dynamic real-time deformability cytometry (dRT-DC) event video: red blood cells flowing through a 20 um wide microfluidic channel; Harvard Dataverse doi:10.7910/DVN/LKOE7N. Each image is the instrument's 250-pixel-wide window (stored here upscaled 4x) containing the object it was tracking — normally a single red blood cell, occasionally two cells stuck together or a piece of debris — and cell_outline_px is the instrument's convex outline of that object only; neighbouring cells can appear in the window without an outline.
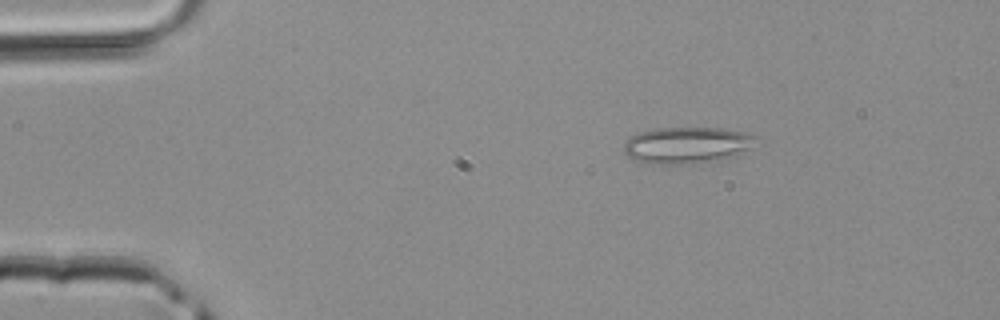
{"species": "common noctule bat (a hibernating species)", "species_latin": "Nyctalus noctula", "temperature_condition": "room temperature", "stored_images_in_passage": 3, "camera_frame_rate_fps": 3000, "um_per_image_px": 0.085, "animal": {"sex": "male", "body_mass_g": 20.4}, "frame": {"image": 1, "passage_image": 1, "time_ms": 0.0, "image_size_px": [1000, 320], "cell_outline_px": [[756, 140], [748, 148], [736, 156], [708, 164], [640, 164], [632, 160], [624, 152], [624, 144], [628, 136], [652, 128], [720, 128], [748, 132], [756, 136]], "centroid_in_image_um": [58.35, 12.36], "position_along_channel_um": 26.7, "area_um2": 28.96}}